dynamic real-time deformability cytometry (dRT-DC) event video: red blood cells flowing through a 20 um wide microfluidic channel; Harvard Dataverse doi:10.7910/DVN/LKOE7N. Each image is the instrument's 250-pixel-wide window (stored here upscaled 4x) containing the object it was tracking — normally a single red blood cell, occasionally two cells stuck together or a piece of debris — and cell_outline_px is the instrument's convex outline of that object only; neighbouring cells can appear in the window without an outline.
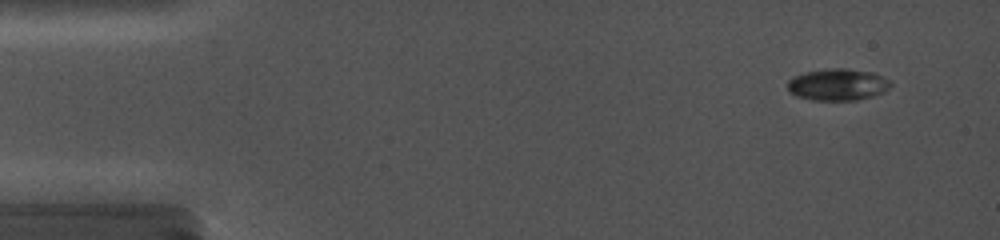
{"species": "common noctule bat (a hibernating species)", "species_latin": "Nyctalus noctula", "temperature_condition": "cold", "stored_images_in_passage": 28, "camera_frame_rate_fps": 5000, "um_per_image_px": 0.085, "animal": {"sex": "female", "body_mass_g": 19.0, "forearm_length_mm": 56.7}, "frame": {"image": 1, "passage_image": 3, "time_ms": 1.0, "image_size_px": [1000, 240], "cell_outline_px": [[892, 84], [884, 92], [872, 96], [856, 100], [812, 100], [796, 96], [788, 88], [788, 80], [792, 76], [804, 72], [828, 68], [848, 68], [872, 72], [888, 80]], "centroid_in_image_um": [71.18, 7.18], "position_along_channel_um": 13.8, "area_um2": 19.07}}
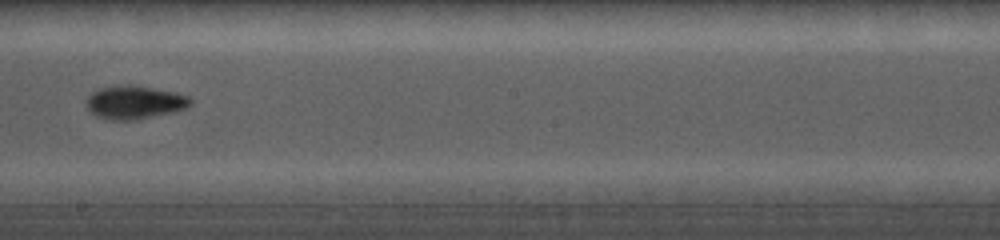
{"frame": {"image": 2, "passage_image": 21, "time_ms": 9.8, "image_size_px": [1000, 240], "cell_outline_px": [[192, 104], [188, 108], [176, 112], [140, 120], [108, 120], [96, 116], [88, 108], [88, 96], [92, 92], [100, 88], [120, 84], [128, 84], [176, 92], [188, 96], [192, 100]], "centroid_in_image_um": [11.49, 8.71], "position_along_channel_um": 236.7, "area_um2": 20.52}}
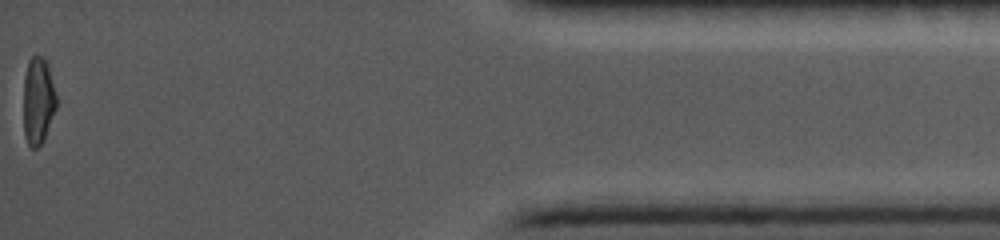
{"frame": {"image": 3, "passage_image": 28, "time_ms": 16.4, "image_size_px": [1000, 240], "cell_outline_px": [[56, 108], [44, 140], [36, 148], [32, 148], [28, 144], [24, 136], [24, 76], [28, 60], [32, 56], [40, 56], [44, 60], [48, 68], [56, 96]], "centroid_in_image_um": [3.22, 8.6], "position_along_channel_um": 432.0, "area_um2": 16.47}}